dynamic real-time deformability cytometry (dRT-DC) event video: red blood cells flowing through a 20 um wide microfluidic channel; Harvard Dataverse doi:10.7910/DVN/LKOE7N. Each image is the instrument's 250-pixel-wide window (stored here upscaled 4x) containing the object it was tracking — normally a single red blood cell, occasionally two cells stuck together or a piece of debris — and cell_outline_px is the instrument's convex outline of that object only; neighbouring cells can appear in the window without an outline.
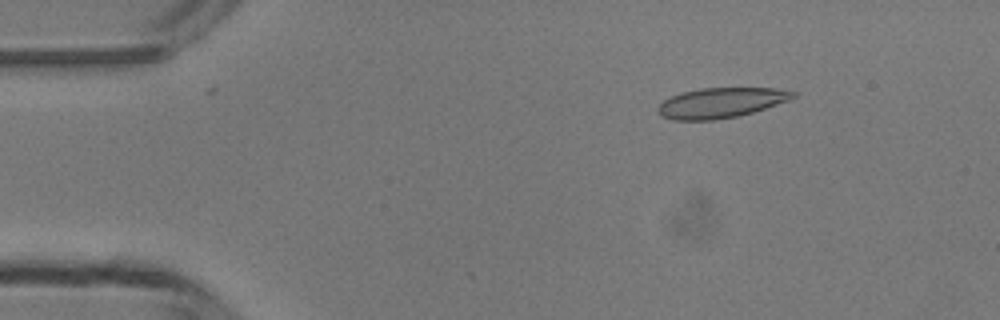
{"species": "common noctule bat (a hibernating species)", "species_latin": "Nyctalus noctula", "temperature_condition": "room temperature", "stored_images_in_passage": 5, "camera_frame_rate_fps": 3000, "um_per_image_px": 0.085, "animal": {"sex": "male", "body_mass_g": 13.3}, "frame": {"image": 1, "passage_image": 4, "time_ms": 1.0, "image_size_px": [1000, 320], "cell_outline_px": [[796, 96], [788, 100], [752, 112], [736, 116], [712, 120], [672, 120], [664, 116], [656, 108], [664, 100], [680, 92], [700, 88], [776, 88], [796, 92]], "centroid_in_image_um": [61.26, 8.72], "position_along_channel_um": 23.7, "area_um2": 23.41}}